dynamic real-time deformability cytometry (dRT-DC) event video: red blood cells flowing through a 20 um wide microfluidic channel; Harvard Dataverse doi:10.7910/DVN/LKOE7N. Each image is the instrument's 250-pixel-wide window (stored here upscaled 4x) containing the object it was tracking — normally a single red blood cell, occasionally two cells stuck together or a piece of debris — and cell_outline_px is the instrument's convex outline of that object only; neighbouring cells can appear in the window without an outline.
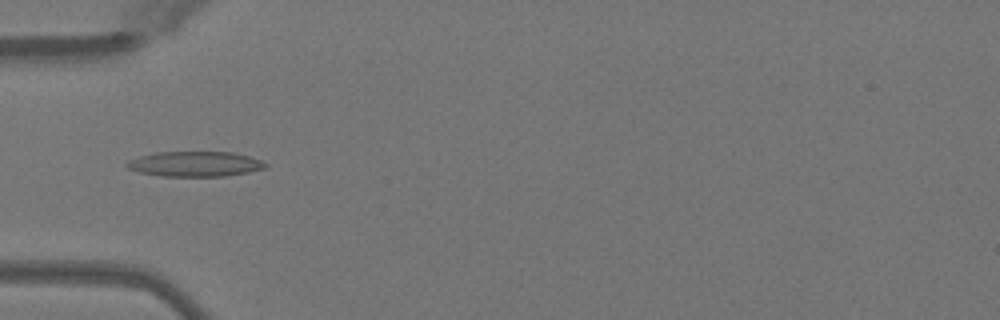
{"species": "Egyptian fruit bat (a non-hibernating species)", "species_latin": "Rousettus aegyptiacus", "temperature_condition": "warm", "stored_images_in_passage": 51, "camera_frame_rate_fps": 3000, "um_per_image_px": 0.085, "animal": {"sex": "female"}, "frame": {"image": 1, "passage_image": 17, "time_ms": 5.333, "image_size_px": [1000, 320], "cell_outline_px": [[268, 168], [248, 172], [224, 176], [160, 176], [140, 172], [128, 168], [124, 164], [128, 160], [140, 156], [156, 152], [232, 152], [248, 156], [260, 160], [268, 164]], "centroid_in_image_um": [16.58, 13.94], "position_along_channel_um": 68.4, "area_um2": 20.29}}
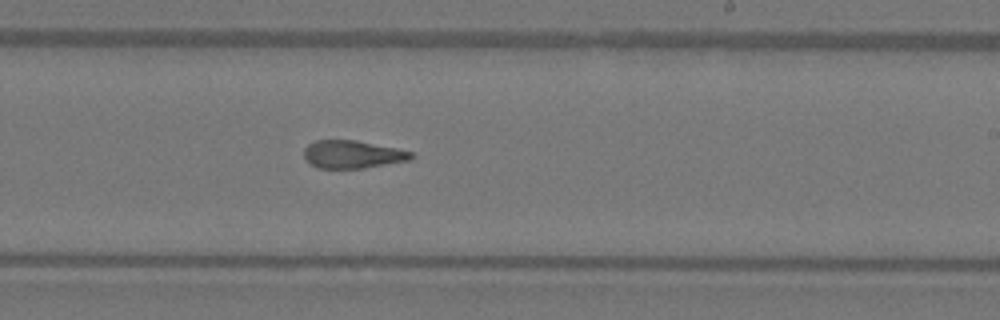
{"frame": {"image": 2, "passage_image": 31, "time_ms": 10.0, "image_size_px": [1000, 320], "cell_outline_px": [[416, 156], [412, 160], [364, 168], [316, 168], [308, 164], [304, 160], [304, 148], [308, 144], [316, 140], [356, 140], [396, 148], [412, 152]], "centroid_in_image_um": [29.95, 13.13], "position_along_channel_um": 259.0, "area_um2": 17.69}}
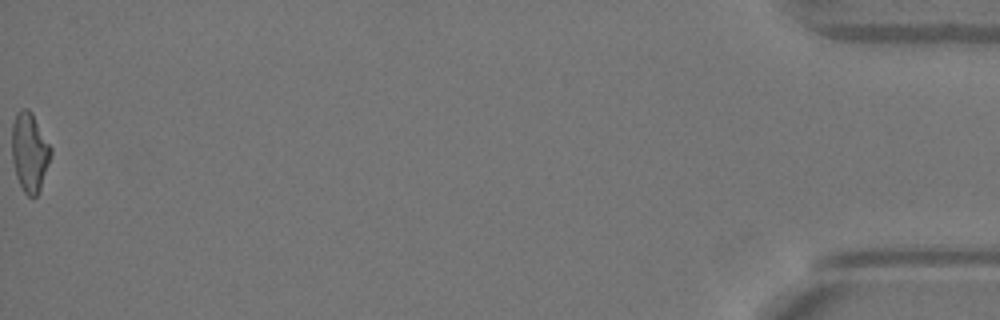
{"frame": {"image": 3, "passage_image": 51, "time_ms": 16.667, "image_size_px": [1000, 320], "cell_outline_px": [[52, 152], [40, 188], [36, 196], [28, 196], [24, 192], [16, 176], [12, 160], [12, 124], [16, 112], [20, 108], [28, 108], [32, 112], [52, 148]], "centroid_in_image_um": [2.5, 12.88], "position_along_channel_um": 432.7, "area_um2": 17.92}, "authors_computed_cell_mechanics": {"area_um2": 18.496, "velocity_mm_per_s": 4.0929, "shape_relaxation_time_tau1_ms": null, "shape_relaxation_time_tau2_ms": 2.0766, "deformation_change_tau1": null, "deformation_change_tau2": 0.1134}}